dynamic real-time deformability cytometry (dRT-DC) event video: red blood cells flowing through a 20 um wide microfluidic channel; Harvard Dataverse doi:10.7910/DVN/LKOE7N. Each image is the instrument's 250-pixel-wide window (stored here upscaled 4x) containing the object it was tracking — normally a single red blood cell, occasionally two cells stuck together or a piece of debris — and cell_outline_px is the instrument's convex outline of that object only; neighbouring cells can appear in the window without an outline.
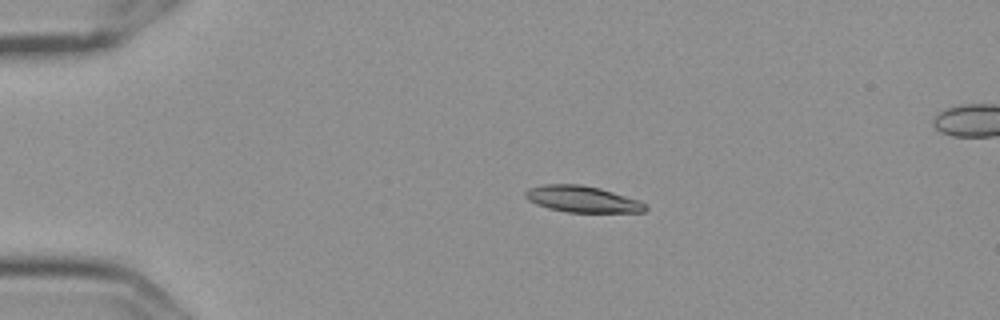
{"species": "Egyptian fruit bat (a non-hibernating species)", "species_latin": "Rousettus aegyptiacus", "temperature_condition": "cold", "stored_images_in_passage": 5, "segment_of_instrument_passage": [1, 2], "camera_frame_rate_fps": 3000, "um_per_image_px": 0.085, "frame": {"image": 1, "passage_image": 3, "time_ms": 0.667, "image_size_px": [1000, 320], "cell_outline_px": [[648, 208], [644, 212], [568, 212], [548, 208], [536, 204], [528, 200], [524, 196], [524, 192], [528, 188], [544, 184], [580, 184], [600, 188], [640, 200]], "centroid_in_image_um": [49.48, 16.92], "position_along_channel_um": 35.5, "area_um2": 18.5}}